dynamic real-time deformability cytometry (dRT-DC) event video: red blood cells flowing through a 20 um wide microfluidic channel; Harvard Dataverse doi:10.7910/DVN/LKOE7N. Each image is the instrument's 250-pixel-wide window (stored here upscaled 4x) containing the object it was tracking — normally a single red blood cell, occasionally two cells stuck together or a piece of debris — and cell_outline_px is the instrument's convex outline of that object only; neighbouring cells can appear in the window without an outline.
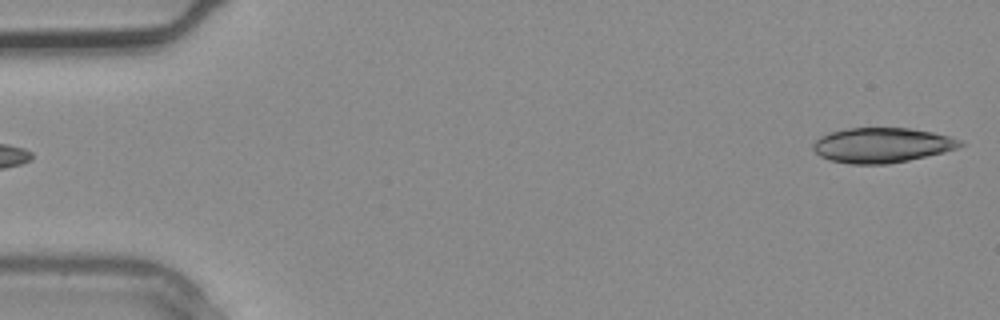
{"species": "common noctule bat (a hibernating species)", "species_latin": "Nyctalus noctula", "temperature_condition": "warm", "stored_images_in_passage": 3, "camera_frame_rate_fps": 3000, "um_per_image_px": 0.085, "animal": {"sex": "male", "body_mass_g": 20.4}, "frame": {"image": 1, "passage_image": 3, "time_ms": 0.667, "image_size_px": [1000, 320], "cell_outline_px": [[964, 144], [956, 148], [944, 152], [908, 160], [888, 164], [852, 164], [832, 160], [820, 156], [812, 148], [812, 144], [820, 136], [828, 132], [848, 128], [908, 128], [932, 132], [948, 136], [960, 140]], "centroid_in_image_um": [74.93, 12.33], "position_along_channel_um": 10.1, "area_um2": 29.77}}